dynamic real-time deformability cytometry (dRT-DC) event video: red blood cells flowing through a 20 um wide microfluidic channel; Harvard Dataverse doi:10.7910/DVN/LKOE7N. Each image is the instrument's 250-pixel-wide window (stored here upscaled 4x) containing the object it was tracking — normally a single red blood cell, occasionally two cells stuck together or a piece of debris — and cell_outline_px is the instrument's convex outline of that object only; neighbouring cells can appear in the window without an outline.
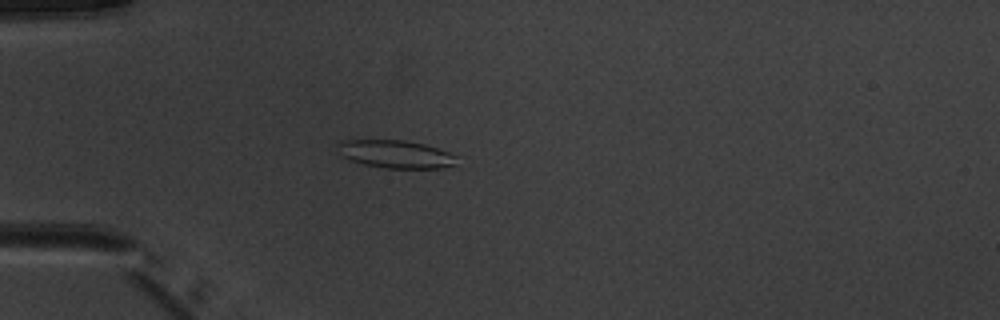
{"species": "common noctule bat (a hibernating species)", "species_latin": "Nyctalus noctula", "temperature_condition": "warm", "stored_images_in_passage": 5, "camera_frame_rate_fps": 3000, "um_per_image_px": 0.085, "animal": {"sex": "male", "body_mass_g": 20.1, "forearm_length_mm": 53.5}, "frame": {"image": 1, "passage_image": 4, "time_ms": 4.333, "image_size_px": [1000, 320], "cell_outline_px": [[456, 164], [440, 168], [384, 168], [364, 164], [340, 156], [336, 144], [340, 140], [404, 140], [424, 144], [448, 152], [456, 156]], "centroid_in_image_um": [33.58, 13.09], "position_along_channel_um": 51.4, "area_um2": 19.31}}